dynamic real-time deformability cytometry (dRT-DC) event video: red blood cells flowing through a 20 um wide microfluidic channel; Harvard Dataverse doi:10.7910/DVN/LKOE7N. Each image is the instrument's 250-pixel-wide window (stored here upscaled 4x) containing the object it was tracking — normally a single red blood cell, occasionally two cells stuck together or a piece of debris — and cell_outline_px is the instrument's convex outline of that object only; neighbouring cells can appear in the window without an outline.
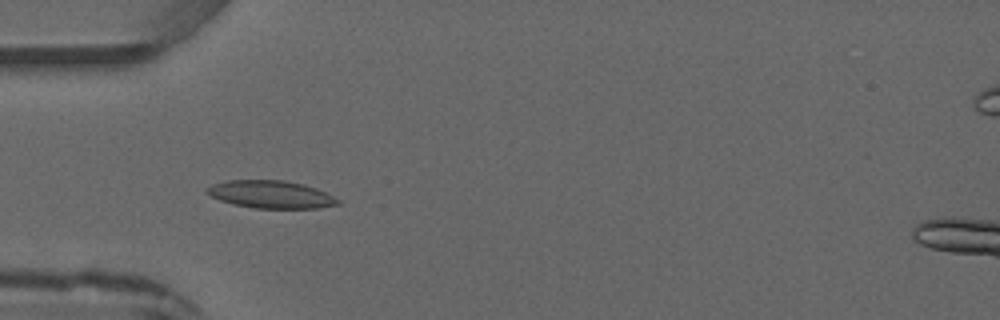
{"species": "common noctule bat (a hibernating species)", "species_latin": "Nyctalus noctula", "temperature_condition": "warm", "stored_images_in_passage": 3, "camera_frame_rate_fps": 3000, "um_per_image_px": 0.085, "animal": {"sex": "male", "forearm_length_mm": 52.5}, "frame": {"image": 1, "passage_image": 3, "time_ms": 2.667, "image_size_px": [1000, 320], "cell_outline_px": [[340, 204], [316, 208], [256, 208], [232, 204], [220, 200], [204, 192], [204, 188], [212, 184], [228, 180], [284, 180], [304, 184], [316, 188], [340, 200]], "centroid_in_image_um": [22.98, 16.52], "position_along_channel_um": 62.0, "area_um2": 21.1}}